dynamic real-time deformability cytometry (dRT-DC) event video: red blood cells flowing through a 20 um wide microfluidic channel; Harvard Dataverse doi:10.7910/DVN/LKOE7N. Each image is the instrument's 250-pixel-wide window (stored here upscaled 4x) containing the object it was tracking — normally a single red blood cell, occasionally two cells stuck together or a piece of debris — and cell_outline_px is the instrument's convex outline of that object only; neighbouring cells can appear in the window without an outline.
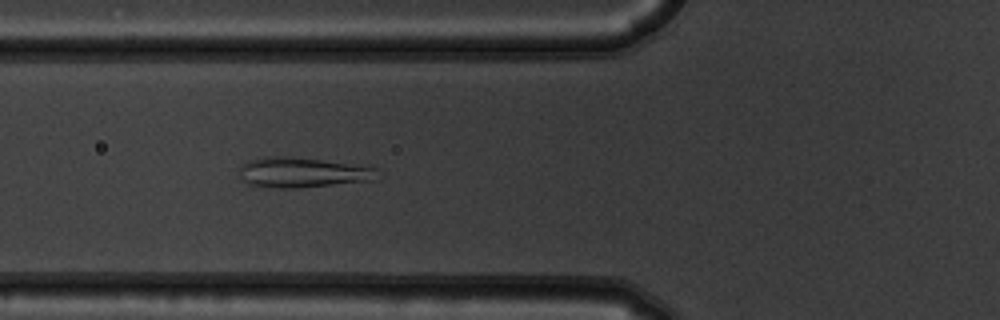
{"species": "common noctule bat (a hibernating species)", "species_latin": "Nyctalus noctula", "temperature_condition": "warm", "stored_images_in_passage": 51, "camera_frame_rate_fps": 3000, "um_per_image_px": 0.085, "animal": {"sex": "male", "body_mass_g": 19.5, "forearm_length_mm": 54.6}, "frame": {"image": 1, "passage_image": 18, "time_ms": 5.667, "image_size_px": [1000, 320], "cell_outline_px": [[380, 168], [376, 180], [292, 188], [280, 188], [248, 184], [244, 180], [240, 172], [240, 168], [248, 160], [264, 156], [284, 156], [320, 160]], "centroid_in_image_um": [25.74, 14.65], "position_along_channel_um": 100.1, "area_um2": 23.87}}
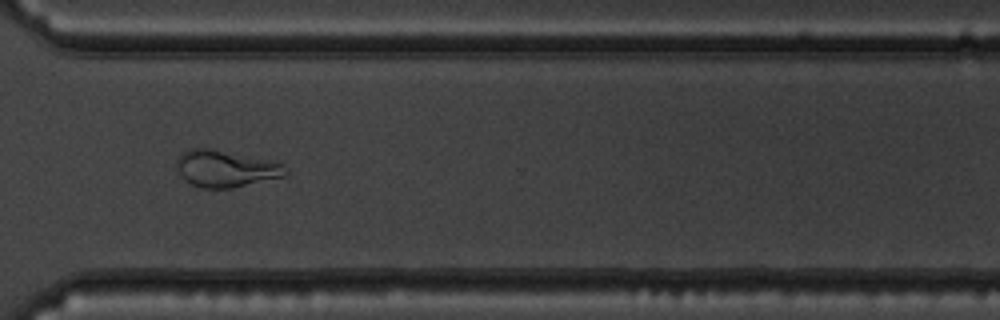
{"frame": {"image": 2, "passage_image": 38, "time_ms": 12.333, "image_size_px": [1000, 320], "cell_outline_px": [[288, 176], [232, 188], [200, 188], [192, 184], [180, 172], [176, 164], [176, 160], [188, 148], [212, 148], [284, 164], [288, 168]], "centroid_in_image_um": [19.24, 14.34], "position_along_channel_um": 351.4, "area_um2": 23.18}}
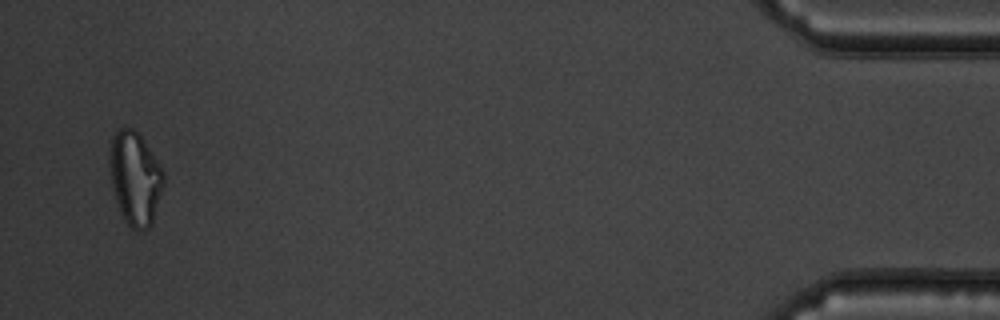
{"frame": {"image": 3, "passage_image": 50, "time_ms": 16.333, "image_size_px": [1000, 320], "cell_outline_px": [[164, 184], [152, 224], [144, 232], [136, 232], [124, 220], [120, 212], [112, 184], [112, 136], [120, 128], [132, 128], [140, 136], [164, 172]], "centroid_in_image_um": [11.53, 15.24], "position_along_channel_um": 423.7, "area_um2": 28.5}, "authors_computed_cell_mechanics": {"area_um2": 26.7036, "velocity_mm_per_s": 3.7717, "shape_relaxation_time_tau1_ms": null, "shape_relaxation_time_tau2_ms": 1.08, "deformation_change_tau1": null, "deformation_change_tau2": 0.0577}}